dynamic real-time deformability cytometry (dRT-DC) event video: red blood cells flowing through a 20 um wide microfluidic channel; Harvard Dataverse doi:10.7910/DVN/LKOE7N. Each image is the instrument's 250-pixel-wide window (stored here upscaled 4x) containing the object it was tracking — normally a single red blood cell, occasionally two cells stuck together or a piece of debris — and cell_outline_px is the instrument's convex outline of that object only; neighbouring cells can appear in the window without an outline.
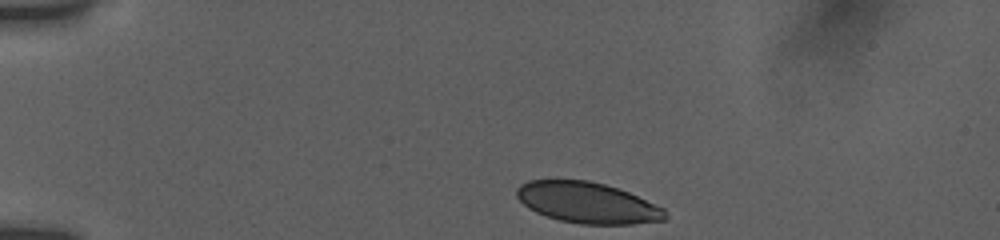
{"species": "human", "species_latin": "Homo sapiens", "temperature_condition": "room temperature", "stored_images_in_passage": 43, "camera_frame_rate_fps": 3000, "um_per_image_px": 0.085, "donor": {"sex": "female"}, "frame": {"image": 1, "passage_image": 1, "time_ms": 0.0, "image_size_px": [1000, 240], "cell_outline_px": [[668, 216], [664, 220], [632, 224], [580, 224], [560, 220], [536, 212], [528, 208], [516, 196], [516, 188], [520, 184], [528, 180], [588, 180], [604, 184], [628, 192], [664, 208]], "centroid_in_image_um": [49.92, 17.23], "position_along_channel_um": 35.1, "area_um2": 35.26}}
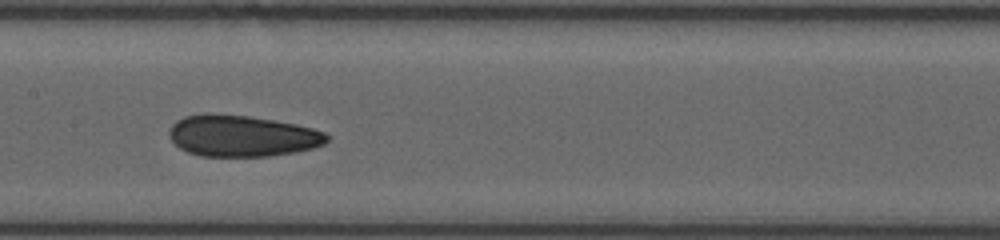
{"frame": {"image": 2, "passage_image": 18, "time_ms": 5.667, "image_size_px": [1000, 240], "cell_outline_px": [[328, 140], [324, 144], [312, 148], [296, 152], [268, 156], [200, 156], [188, 152], [180, 148], [172, 140], [168, 132], [172, 124], [176, 120], [184, 116], [248, 116], [296, 124], [312, 128], [324, 132], [328, 136]], "centroid_in_image_um": [20.6, 11.58], "position_along_channel_um": 186.8, "area_um2": 37.17}}
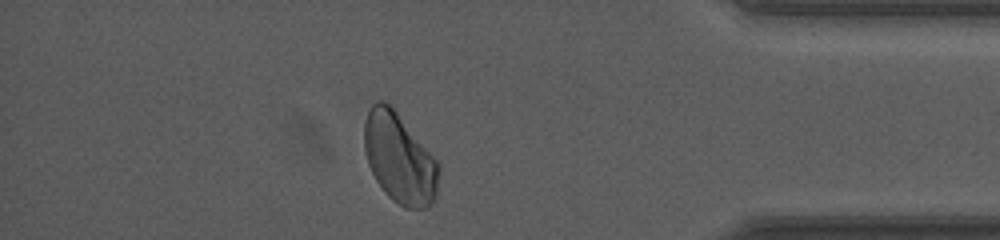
{"frame": {"image": 3, "passage_image": 37, "time_ms": 12.0, "image_size_px": [1000, 240], "cell_outline_px": [[440, 172], [436, 196], [432, 204], [428, 208], [404, 208], [392, 200], [384, 192], [376, 180], [368, 164], [364, 148], [364, 120], [368, 108], [376, 100], [384, 100], [396, 112], [440, 164]], "centroid_in_image_um": [33.95, 13.48], "position_along_channel_um": 401.3, "area_um2": 39.19}, "authors_computed_cell_mechanics": {"area_um2": 37.6856, "velocity_mm_per_s": 3.8209, "shape_relaxation_time_tau1_ms": 5.705, "shape_relaxation_time_tau2_ms": 2.1913, "deformation_change_tau1": 0.1138, "deformation_change_tau2": 0.0626}}